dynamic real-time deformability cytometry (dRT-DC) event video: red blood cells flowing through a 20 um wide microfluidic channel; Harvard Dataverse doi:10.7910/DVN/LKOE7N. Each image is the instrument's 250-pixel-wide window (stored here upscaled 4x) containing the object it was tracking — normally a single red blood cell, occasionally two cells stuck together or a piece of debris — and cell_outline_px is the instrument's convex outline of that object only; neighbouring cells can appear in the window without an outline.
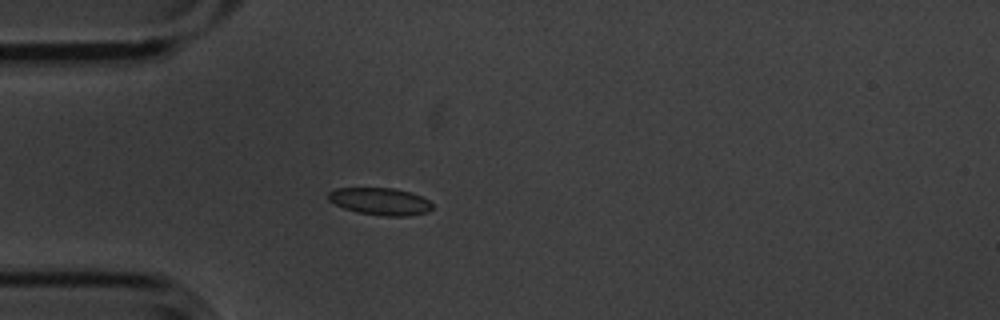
{"species": "common noctule bat (a hibernating species)", "species_latin": "Nyctalus noctula", "temperature_condition": "cold", "stored_images_in_passage": 4, "camera_frame_rate_fps": 3000, "um_per_image_px": 0.085, "animal": {"sex": "male", "body_mass_g": 20.1, "forearm_length_mm": 53.5}, "frame": {"image": 1, "passage_image": 4, "time_ms": 1.0, "image_size_px": [1000, 320], "cell_outline_px": [[432, 208], [428, 212], [408, 216], [380, 216], [356, 212], [344, 208], [328, 200], [328, 192], [336, 188], [392, 188], [412, 192], [428, 200], [432, 204]], "centroid_in_image_um": [32.32, 17.12], "position_along_channel_um": 52.7, "area_um2": 16.59}}